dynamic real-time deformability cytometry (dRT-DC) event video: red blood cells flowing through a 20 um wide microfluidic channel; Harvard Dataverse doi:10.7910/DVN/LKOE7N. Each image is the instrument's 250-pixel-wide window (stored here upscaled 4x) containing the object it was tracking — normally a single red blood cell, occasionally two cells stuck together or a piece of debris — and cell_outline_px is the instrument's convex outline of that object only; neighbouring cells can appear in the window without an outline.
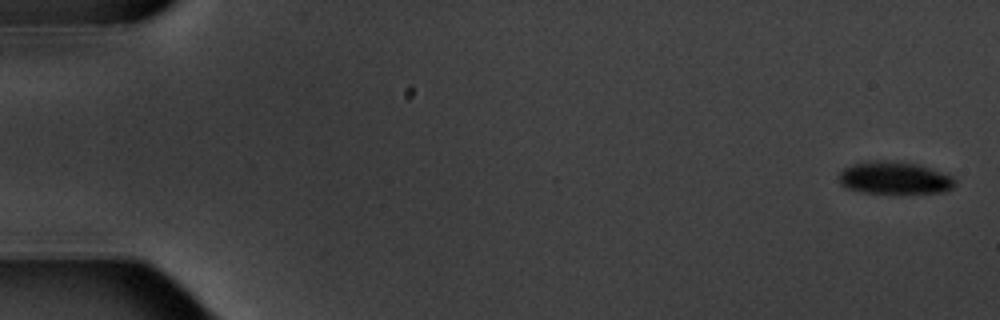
{"species": "common noctule bat (a hibernating species)", "species_latin": "Nyctalus noctula", "temperature_condition": "warm", "stored_images_in_passage": 7, "camera_frame_rate_fps": 3000, "um_per_image_px": 0.085, "animal": {"sex": "male", "body_mass_g": 20.1, "forearm_length_mm": 53.5}, "frame": {"image": 1, "passage_image": 1, "time_ms": 0.0, "image_size_px": [1000, 320], "cell_outline_px": [[956, 184], [952, 188], [944, 192], [864, 192], [848, 188], [840, 184], [840, 172], [844, 168], [856, 164], [876, 160], [916, 164], [952, 176], [956, 180]], "centroid_in_image_um": [76.05, 15.13], "position_along_channel_um": 8.9, "area_um2": 21.15}}
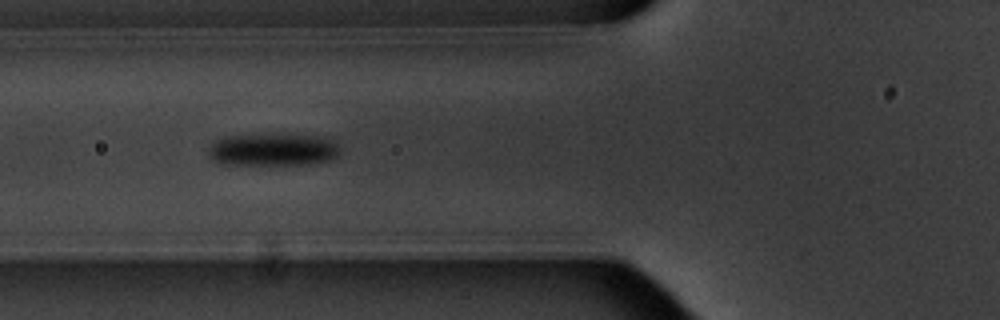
{"frame": {"image": 2, "passage_image": 6, "time_ms": 7.0, "image_size_px": [1000, 320], "cell_outline_px": [[340, 152], [336, 156], [328, 160], [304, 164], [220, 164], [212, 160], [208, 156], [208, 148], [216, 140], [228, 136], [280, 132], [324, 136], [336, 144], [340, 148]], "centroid_in_image_um": [23.18, 12.68], "position_along_channel_um": 102.6, "area_um2": 25.55}}